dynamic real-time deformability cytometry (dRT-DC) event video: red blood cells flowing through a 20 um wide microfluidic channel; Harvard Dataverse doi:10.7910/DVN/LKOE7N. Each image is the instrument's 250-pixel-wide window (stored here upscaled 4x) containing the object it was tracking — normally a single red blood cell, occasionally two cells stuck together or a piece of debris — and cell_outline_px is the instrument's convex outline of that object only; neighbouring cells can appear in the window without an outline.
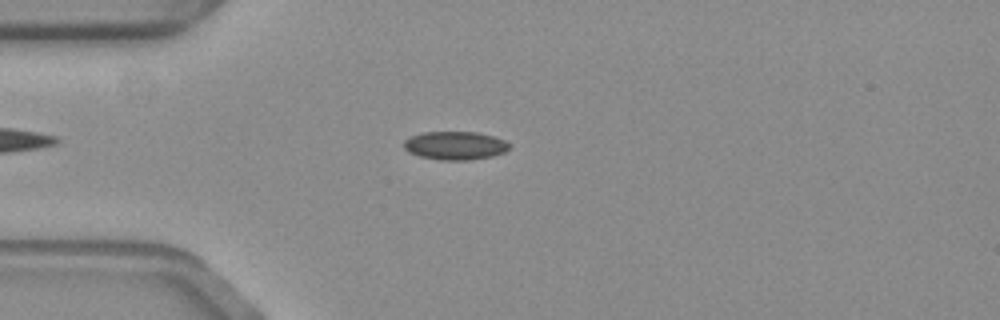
{"species": "common noctule bat (a hibernating species)", "species_latin": "Nyctalus noctula", "temperature_condition": "warm", "stored_images_in_passage": 52, "camera_frame_rate_fps": 3000, "um_per_image_px": 0.085, "animal": {"sex": "female", "body_mass_g": 19.3, "forearm_length_mm": 54.1}, "frame": {"image": 1, "passage_image": 10, "time_ms": 3.0, "image_size_px": [1000, 320], "cell_outline_px": [[508, 148], [504, 152], [492, 156], [468, 160], [440, 160], [420, 156], [408, 152], [404, 148], [404, 140], [412, 136], [424, 132], [476, 132], [492, 136], [504, 140], [508, 144]], "centroid_in_image_um": [38.66, 12.37], "position_along_channel_um": 46.3, "area_um2": 17.22}}
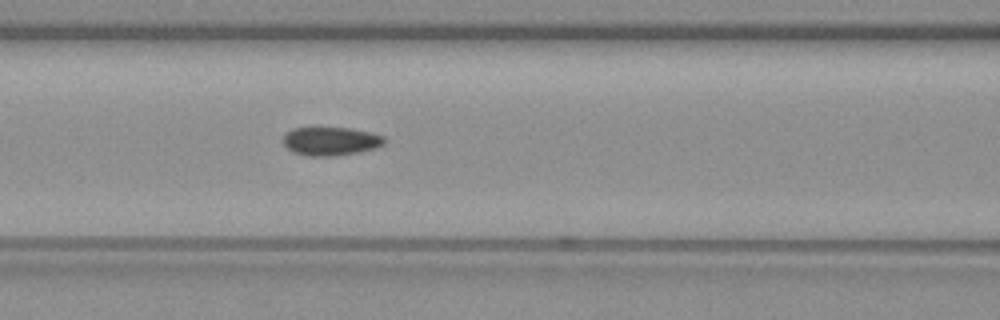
{"frame": {"image": 2, "passage_image": 19, "time_ms": 6.0, "image_size_px": [1000, 320], "cell_outline_px": [[384, 144], [376, 148], [360, 152], [332, 156], [304, 156], [292, 152], [284, 144], [284, 136], [292, 128], [348, 128], [368, 132], [384, 136]], "centroid_in_image_um": [28.1, 12.02], "position_along_channel_um": 138.5, "area_um2": 16.7}}
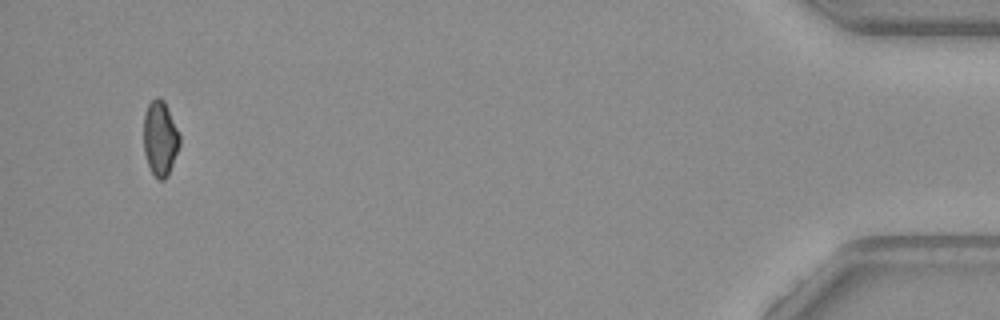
{"frame": {"image": 3, "passage_image": 50, "time_ms": 16.333, "image_size_px": [1000, 320], "cell_outline_px": [[180, 144], [168, 176], [164, 180], [156, 180], [148, 164], [144, 152], [144, 116], [148, 104], [156, 96], [160, 96], [164, 100], [180, 136]], "centroid_in_image_um": [13.61, 11.77], "position_along_channel_um": 421.6, "area_um2": 15.72}, "authors_computed_cell_mechanics": {"area_um2": 16.7909, "velocity_mm_per_s": 3.5648, "shape_relaxation_time_tau1_ms": 10.7894, "shape_relaxation_time_tau2_ms": 3.1057, "deformation_change_tau1": 0.1414, "deformation_change_tau2": 0.0657}}